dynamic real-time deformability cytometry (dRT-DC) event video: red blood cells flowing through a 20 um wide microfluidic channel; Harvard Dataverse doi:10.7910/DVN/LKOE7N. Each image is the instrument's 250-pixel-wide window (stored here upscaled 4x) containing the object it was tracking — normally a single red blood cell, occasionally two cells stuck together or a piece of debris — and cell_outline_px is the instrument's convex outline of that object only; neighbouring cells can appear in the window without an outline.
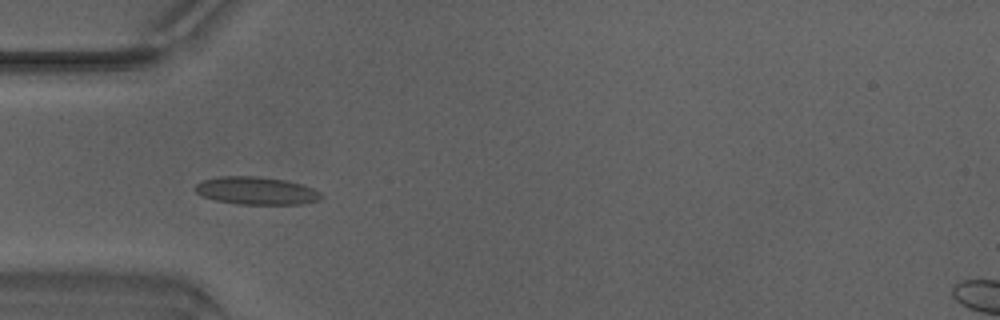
{"species": "Egyptian fruit bat (a non-hibernating species)", "species_latin": "Rousettus aegyptiacus", "temperature_condition": "warm", "stored_images_in_passage": 48, "camera_frame_rate_fps": 3000, "um_per_image_px": 0.085, "animal": {"sex": "male"}, "frame": {"image": 1, "passage_image": 15, "time_ms": 4.667, "image_size_px": [1000, 320], "cell_outline_px": [[324, 196], [320, 200], [304, 204], [236, 204], [216, 200], [200, 196], [192, 188], [200, 180], [220, 176], [256, 176], [284, 180], [300, 184], [312, 188], [320, 192]], "centroid_in_image_um": [21.74, 16.21], "position_along_channel_um": 63.3, "area_um2": 20.58}}
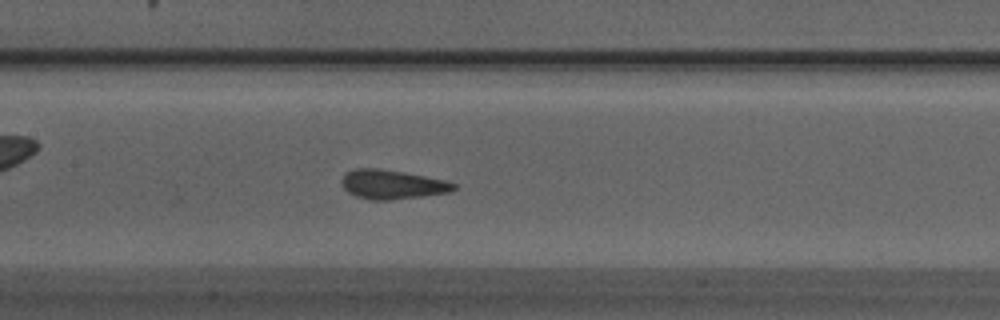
{"frame": {"image": 2, "passage_image": 23, "time_ms": 7.333, "image_size_px": [1000, 320], "cell_outline_px": [[456, 188], [452, 192], [424, 196], [392, 200], [372, 200], [356, 196], [348, 192], [340, 184], [340, 180], [344, 172], [352, 168], [380, 168], [404, 172], [448, 180], [456, 184]], "centroid_in_image_um": [33.32, 15.67], "position_along_channel_um": 174.1, "area_um2": 19.54}}
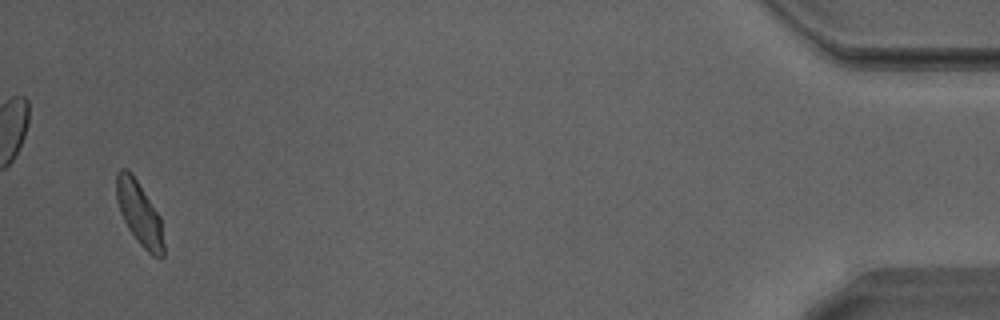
{"frame": {"image": 3, "passage_image": 47, "time_ms": 15.333, "image_size_px": [1000, 320], "cell_outline_px": [[164, 256], [160, 260], [152, 256], [140, 244], [128, 228], [120, 212], [116, 200], [116, 172], [120, 168], [124, 168], [132, 172], [160, 216], [164, 244]], "centroid_in_image_um": [11.85, 18.14], "position_along_channel_um": 423.4, "area_um2": 17.69}, "authors_computed_cell_mechanics": {"area_um2": 18.9873, "velocity_mm_per_s": 4.1963, "shape_relaxation_time_tau1_ms": 4.2591, "shape_relaxation_time_tau2_ms": 0.833, "deformation_change_tau1": 0.1322, "deformation_change_tau2": 0.0885}}